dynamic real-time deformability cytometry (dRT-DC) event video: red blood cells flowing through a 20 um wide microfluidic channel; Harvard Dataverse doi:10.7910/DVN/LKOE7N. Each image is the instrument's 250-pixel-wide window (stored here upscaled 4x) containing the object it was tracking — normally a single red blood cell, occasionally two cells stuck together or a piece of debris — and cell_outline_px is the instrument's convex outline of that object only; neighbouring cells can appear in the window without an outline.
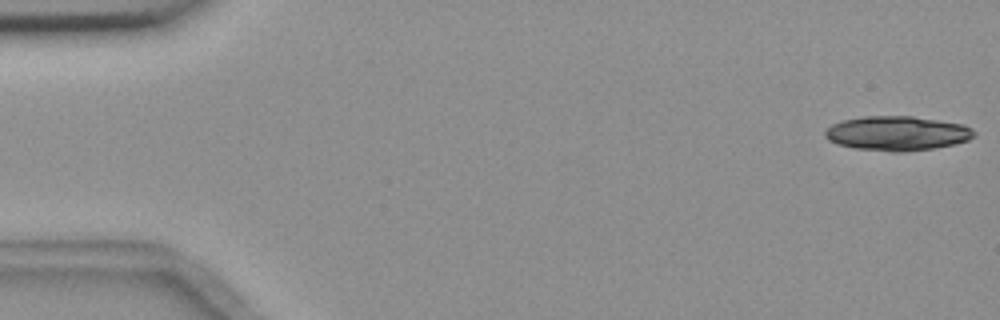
{"species": "common noctule bat (a hibernating species)", "species_latin": "Nyctalus noctula", "temperature_condition": "room temperature", "stored_images_in_passage": 6, "camera_frame_rate_fps": 3000, "um_per_image_px": 0.085, "animal": {"sex": "female", "body_mass_g": 18.4}, "frame": {"image": 1, "passage_image": 1, "time_ms": 0.0, "image_size_px": [1000, 320], "cell_outline_px": [[976, 132], [968, 140], [936, 148], [900, 152], [892, 152], [856, 148], [836, 144], [828, 140], [824, 136], [824, 132], [832, 124], [840, 120], [864, 116], [912, 116], [964, 124], [972, 128]], "centroid_in_image_um": [76.23, 11.33], "position_along_channel_um": 8.8, "area_um2": 30.0}}